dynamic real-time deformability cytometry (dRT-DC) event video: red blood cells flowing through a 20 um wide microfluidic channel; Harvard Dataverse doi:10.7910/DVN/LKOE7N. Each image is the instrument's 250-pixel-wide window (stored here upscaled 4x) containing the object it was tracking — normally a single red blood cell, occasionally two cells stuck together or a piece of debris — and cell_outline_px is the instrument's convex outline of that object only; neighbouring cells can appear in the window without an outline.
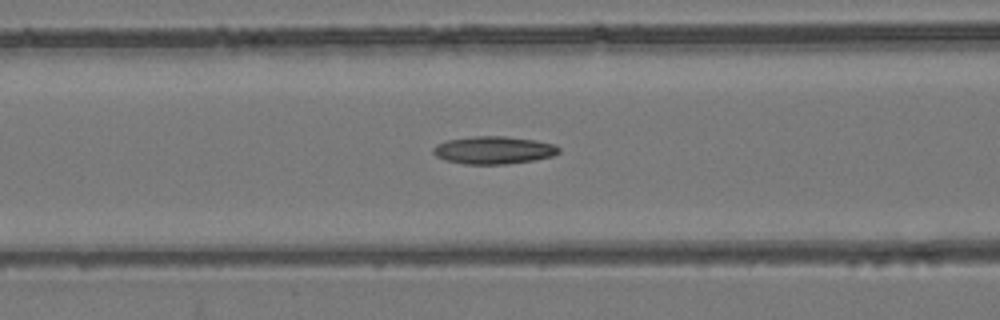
{"species": "common noctule bat (a hibernating species)", "species_latin": "Nyctalus noctula", "temperature_condition": "room temperature", "stored_images_in_passage": 47, "camera_frame_rate_fps": 3000, "um_per_image_px": 0.085, "animal": {"sex": "female", "body_mass_g": 24.6, "forearm_length_mm": 56.2}, "frame": {"image": 1, "passage_image": 23, "time_ms": 7.333, "image_size_px": [1000, 320], "cell_outline_px": [[560, 152], [552, 156], [532, 160], [504, 164], [464, 164], [444, 160], [436, 156], [432, 152], [432, 148], [436, 144], [448, 140], [472, 136], [504, 136], [536, 140], [552, 144], [560, 148]], "centroid_in_image_um": [41.92, 12.76], "position_along_channel_um": 124.7, "area_um2": 20.23}}
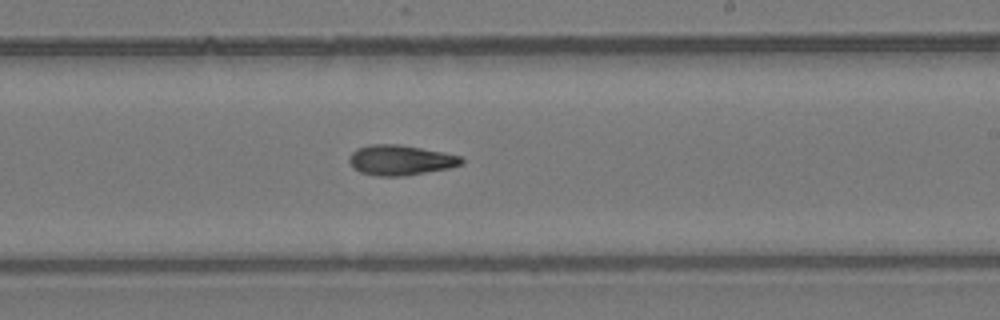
{"frame": {"image": 2, "passage_image": 33, "time_ms": 10.667, "image_size_px": [1000, 320], "cell_outline_px": [[464, 164], [448, 168], [404, 176], [376, 176], [360, 172], [352, 168], [348, 160], [348, 156], [356, 148], [368, 144], [400, 144], [444, 152], [460, 156], [464, 160]], "centroid_in_image_um": [34.0, 13.6], "position_along_channel_um": 255.0, "area_um2": 20.0}}
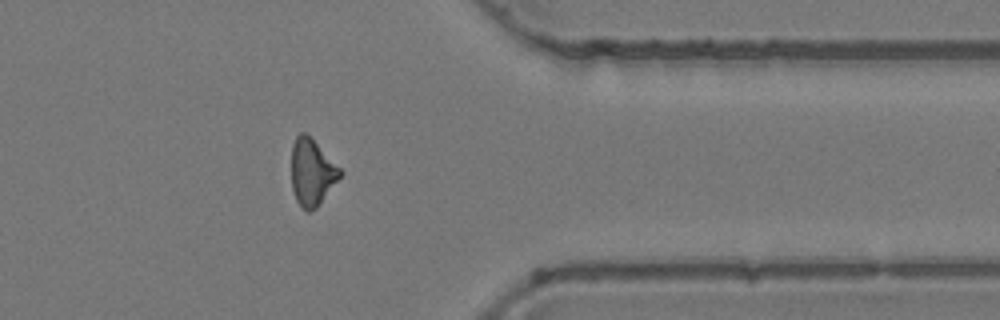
{"frame": {"image": 3, "passage_image": 44, "time_ms": 14.333, "image_size_px": [1000, 320], "cell_outline_px": [[344, 172], [316, 208], [308, 212], [296, 200], [292, 188], [292, 144], [296, 136], [300, 132], [304, 132]], "centroid_in_image_um": [26.5, 14.65], "position_along_channel_um": 384.9, "area_um2": 18.38}}